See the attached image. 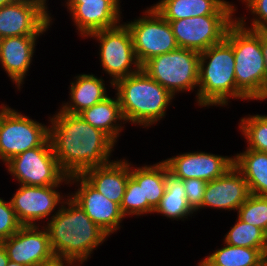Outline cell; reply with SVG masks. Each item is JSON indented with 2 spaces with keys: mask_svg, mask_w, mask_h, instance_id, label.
I'll return each instance as SVG.
<instances>
[{
  "mask_svg": "<svg viewBox=\"0 0 267 266\" xmlns=\"http://www.w3.org/2000/svg\"><path fill=\"white\" fill-rule=\"evenodd\" d=\"M68 207H67V206ZM56 260L80 266L109 236L70 196L44 226Z\"/></svg>",
  "mask_w": 267,
  "mask_h": 266,
  "instance_id": "cell-2",
  "label": "cell"
},
{
  "mask_svg": "<svg viewBox=\"0 0 267 266\" xmlns=\"http://www.w3.org/2000/svg\"><path fill=\"white\" fill-rule=\"evenodd\" d=\"M69 183H79L77 191L69 196L81 206L86 215L108 235L117 232L125 218L120 206L98 192L81 175L69 176Z\"/></svg>",
  "mask_w": 267,
  "mask_h": 266,
  "instance_id": "cell-15",
  "label": "cell"
},
{
  "mask_svg": "<svg viewBox=\"0 0 267 266\" xmlns=\"http://www.w3.org/2000/svg\"><path fill=\"white\" fill-rule=\"evenodd\" d=\"M250 195L248 184L233 165L221 177L207 182L200 209L236 210Z\"/></svg>",
  "mask_w": 267,
  "mask_h": 266,
  "instance_id": "cell-17",
  "label": "cell"
},
{
  "mask_svg": "<svg viewBox=\"0 0 267 266\" xmlns=\"http://www.w3.org/2000/svg\"><path fill=\"white\" fill-rule=\"evenodd\" d=\"M165 183L166 189L159 205L153 213L162 214L163 216L179 220L187 218L194 212L187 204L183 180L169 171L165 163Z\"/></svg>",
  "mask_w": 267,
  "mask_h": 266,
  "instance_id": "cell-26",
  "label": "cell"
},
{
  "mask_svg": "<svg viewBox=\"0 0 267 266\" xmlns=\"http://www.w3.org/2000/svg\"><path fill=\"white\" fill-rule=\"evenodd\" d=\"M115 88L125 122L149 127L165 118L173 96L152 79L142 68L130 76L117 80Z\"/></svg>",
  "mask_w": 267,
  "mask_h": 266,
  "instance_id": "cell-3",
  "label": "cell"
},
{
  "mask_svg": "<svg viewBox=\"0 0 267 266\" xmlns=\"http://www.w3.org/2000/svg\"><path fill=\"white\" fill-rule=\"evenodd\" d=\"M164 19L206 15H235V5L225 0H159L152 6Z\"/></svg>",
  "mask_w": 267,
  "mask_h": 266,
  "instance_id": "cell-21",
  "label": "cell"
},
{
  "mask_svg": "<svg viewBox=\"0 0 267 266\" xmlns=\"http://www.w3.org/2000/svg\"><path fill=\"white\" fill-rule=\"evenodd\" d=\"M19 186L10 202L18 221L23 226L39 225L36 224V221L48 219L50 215L51 219L57 213L55 208L58 205L60 207L64 202L63 200H66L64 199L65 195L60 194L57 190L60 185ZM53 212L55 213L52 215Z\"/></svg>",
  "mask_w": 267,
  "mask_h": 266,
  "instance_id": "cell-13",
  "label": "cell"
},
{
  "mask_svg": "<svg viewBox=\"0 0 267 266\" xmlns=\"http://www.w3.org/2000/svg\"><path fill=\"white\" fill-rule=\"evenodd\" d=\"M198 266H217V265L213 264L207 257H205L198 263Z\"/></svg>",
  "mask_w": 267,
  "mask_h": 266,
  "instance_id": "cell-39",
  "label": "cell"
},
{
  "mask_svg": "<svg viewBox=\"0 0 267 266\" xmlns=\"http://www.w3.org/2000/svg\"><path fill=\"white\" fill-rule=\"evenodd\" d=\"M232 45L224 39L200 52L198 106H225L230 98L249 100L236 85Z\"/></svg>",
  "mask_w": 267,
  "mask_h": 266,
  "instance_id": "cell-4",
  "label": "cell"
},
{
  "mask_svg": "<svg viewBox=\"0 0 267 266\" xmlns=\"http://www.w3.org/2000/svg\"><path fill=\"white\" fill-rule=\"evenodd\" d=\"M187 204L193 212L200 210L207 182L197 178L183 180Z\"/></svg>",
  "mask_w": 267,
  "mask_h": 266,
  "instance_id": "cell-33",
  "label": "cell"
},
{
  "mask_svg": "<svg viewBox=\"0 0 267 266\" xmlns=\"http://www.w3.org/2000/svg\"><path fill=\"white\" fill-rule=\"evenodd\" d=\"M48 12L46 0H16L1 7L0 39L41 36L52 25V16Z\"/></svg>",
  "mask_w": 267,
  "mask_h": 266,
  "instance_id": "cell-12",
  "label": "cell"
},
{
  "mask_svg": "<svg viewBox=\"0 0 267 266\" xmlns=\"http://www.w3.org/2000/svg\"><path fill=\"white\" fill-rule=\"evenodd\" d=\"M120 210L124 217L147 214V201H143L142 184H138L131 176L126 185Z\"/></svg>",
  "mask_w": 267,
  "mask_h": 266,
  "instance_id": "cell-31",
  "label": "cell"
},
{
  "mask_svg": "<svg viewBox=\"0 0 267 266\" xmlns=\"http://www.w3.org/2000/svg\"><path fill=\"white\" fill-rule=\"evenodd\" d=\"M49 138V125L22 115L15 109L0 107V160L7 163L28 149L41 146Z\"/></svg>",
  "mask_w": 267,
  "mask_h": 266,
  "instance_id": "cell-8",
  "label": "cell"
},
{
  "mask_svg": "<svg viewBox=\"0 0 267 266\" xmlns=\"http://www.w3.org/2000/svg\"><path fill=\"white\" fill-rule=\"evenodd\" d=\"M43 266H75V265L69 262H66V261L55 260L54 262L47 264V265H43Z\"/></svg>",
  "mask_w": 267,
  "mask_h": 266,
  "instance_id": "cell-37",
  "label": "cell"
},
{
  "mask_svg": "<svg viewBox=\"0 0 267 266\" xmlns=\"http://www.w3.org/2000/svg\"><path fill=\"white\" fill-rule=\"evenodd\" d=\"M6 266H25V265L9 260V262Z\"/></svg>",
  "mask_w": 267,
  "mask_h": 266,
  "instance_id": "cell-41",
  "label": "cell"
},
{
  "mask_svg": "<svg viewBox=\"0 0 267 266\" xmlns=\"http://www.w3.org/2000/svg\"><path fill=\"white\" fill-rule=\"evenodd\" d=\"M88 37L100 43V62L104 70L112 78L110 85L124 77L130 76L141 69L128 27L122 23L115 28L94 32ZM132 64L134 68L132 69Z\"/></svg>",
  "mask_w": 267,
  "mask_h": 266,
  "instance_id": "cell-9",
  "label": "cell"
},
{
  "mask_svg": "<svg viewBox=\"0 0 267 266\" xmlns=\"http://www.w3.org/2000/svg\"><path fill=\"white\" fill-rule=\"evenodd\" d=\"M9 262L5 247L0 243V266H6Z\"/></svg>",
  "mask_w": 267,
  "mask_h": 266,
  "instance_id": "cell-36",
  "label": "cell"
},
{
  "mask_svg": "<svg viewBox=\"0 0 267 266\" xmlns=\"http://www.w3.org/2000/svg\"><path fill=\"white\" fill-rule=\"evenodd\" d=\"M16 0H0V8L5 6V5H8V4H11L13 2H15Z\"/></svg>",
  "mask_w": 267,
  "mask_h": 266,
  "instance_id": "cell-40",
  "label": "cell"
},
{
  "mask_svg": "<svg viewBox=\"0 0 267 266\" xmlns=\"http://www.w3.org/2000/svg\"><path fill=\"white\" fill-rule=\"evenodd\" d=\"M66 5L82 37L115 28L122 19L119 2H66Z\"/></svg>",
  "mask_w": 267,
  "mask_h": 266,
  "instance_id": "cell-18",
  "label": "cell"
},
{
  "mask_svg": "<svg viewBox=\"0 0 267 266\" xmlns=\"http://www.w3.org/2000/svg\"><path fill=\"white\" fill-rule=\"evenodd\" d=\"M81 176L98 192L119 206L130 176L128 160L111 161L103 166L85 170Z\"/></svg>",
  "mask_w": 267,
  "mask_h": 266,
  "instance_id": "cell-20",
  "label": "cell"
},
{
  "mask_svg": "<svg viewBox=\"0 0 267 266\" xmlns=\"http://www.w3.org/2000/svg\"><path fill=\"white\" fill-rule=\"evenodd\" d=\"M39 36H16L0 39V63L10 80L20 86L26 78Z\"/></svg>",
  "mask_w": 267,
  "mask_h": 266,
  "instance_id": "cell-19",
  "label": "cell"
},
{
  "mask_svg": "<svg viewBox=\"0 0 267 266\" xmlns=\"http://www.w3.org/2000/svg\"><path fill=\"white\" fill-rule=\"evenodd\" d=\"M233 16L206 15L167 21L178 47L202 52L225 39L229 27L236 21Z\"/></svg>",
  "mask_w": 267,
  "mask_h": 266,
  "instance_id": "cell-11",
  "label": "cell"
},
{
  "mask_svg": "<svg viewBox=\"0 0 267 266\" xmlns=\"http://www.w3.org/2000/svg\"><path fill=\"white\" fill-rule=\"evenodd\" d=\"M144 13L134 21L124 23L130 30L135 55L141 66L152 57L178 48L169 22L152 6Z\"/></svg>",
  "mask_w": 267,
  "mask_h": 266,
  "instance_id": "cell-10",
  "label": "cell"
},
{
  "mask_svg": "<svg viewBox=\"0 0 267 266\" xmlns=\"http://www.w3.org/2000/svg\"><path fill=\"white\" fill-rule=\"evenodd\" d=\"M239 130L248 142V149L267 152V115H249L241 118Z\"/></svg>",
  "mask_w": 267,
  "mask_h": 266,
  "instance_id": "cell-29",
  "label": "cell"
},
{
  "mask_svg": "<svg viewBox=\"0 0 267 266\" xmlns=\"http://www.w3.org/2000/svg\"><path fill=\"white\" fill-rule=\"evenodd\" d=\"M233 165L245 178L250 194L267 196V152L246 148L233 157Z\"/></svg>",
  "mask_w": 267,
  "mask_h": 266,
  "instance_id": "cell-24",
  "label": "cell"
},
{
  "mask_svg": "<svg viewBox=\"0 0 267 266\" xmlns=\"http://www.w3.org/2000/svg\"><path fill=\"white\" fill-rule=\"evenodd\" d=\"M5 165L20 185L51 186L64 182L69 185V176L61 169L49 138L41 146L26 150Z\"/></svg>",
  "mask_w": 267,
  "mask_h": 266,
  "instance_id": "cell-7",
  "label": "cell"
},
{
  "mask_svg": "<svg viewBox=\"0 0 267 266\" xmlns=\"http://www.w3.org/2000/svg\"><path fill=\"white\" fill-rule=\"evenodd\" d=\"M200 52L178 47L146 61L141 68L173 96L198 88Z\"/></svg>",
  "mask_w": 267,
  "mask_h": 266,
  "instance_id": "cell-6",
  "label": "cell"
},
{
  "mask_svg": "<svg viewBox=\"0 0 267 266\" xmlns=\"http://www.w3.org/2000/svg\"><path fill=\"white\" fill-rule=\"evenodd\" d=\"M130 163V176L142 184L143 201H147V214L153 213L166 189L165 162L134 168Z\"/></svg>",
  "mask_w": 267,
  "mask_h": 266,
  "instance_id": "cell-25",
  "label": "cell"
},
{
  "mask_svg": "<svg viewBox=\"0 0 267 266\" xmlns=\"http://www.w3.org/2000/svg\"><path fill=\"white\" fill-rule=\"evenodd\" d=\"M224 245L207 256L217 266H264L267 263V256L258 248L232 246L225 242Z\"/></svg>",
  "mask_w": 267,
  "mask_h": 266,
  "instance_id": "cell-27",
  "label": "cell"
},
{
  "mask_svg": "<svg viewBox=\"0 0 267 266\" xmlns=\"http://www.w3.org/2000/svg\"><path fill=\"white\" fill-rule=\"evenodd\" d=\"M67 2H119L120 0H66Z\"/></svg>",
  "mask_w": 267,
  "mask_h": 266,
  "instance_id": "cell-38",
  "label": "cell"
},
{
  "mask_svg": "<svg viewBox=\"0 0 267 266\" xmlns=\"http://www.w3.org/2000/svg\"><path fill=\"white\" fill-rule=\"evenodd\" d=\"M22 226L11 202L0 198V243L16 233Z\"/></svg>",
  "mask_w": 267,
  "mask_h": 266,
  "instance_id": "cell-32",
  "label": "cell"
},
{
  "mask_svg": "<svg viewBox=\"0 0 267 266\" xmlns=\"http://www.w3.org/2000/svg\"><path fill=\"white\" fill-rule=\"evenodd\" d=\"M78 115L94 128L106 133L115 143H117L122 128H124L121 123H126L117 95L116 98L106 97L103 101L83 110Z\"/></svg>",
  "mask_w": 267,
  "mask_h": 266,
  "instance_id": "cell-23",
  "label": "cell"
},
{
  "mask_svg": "<svg viewBox=\"0 0 267 266\" xmlns=\"http://www.w3.org/2000/svg\"><path fill=\"white\" fill-rule=\"evenodd\" d=\"M50 117L49 139L61 169L68 175H81L85 170L111 162L115 142L79 115L61 109Z\"/></svg>",
  "mask_w": 267,
  "mask_h": 266,
  "instance_id": "cell-1",
  "label": "cell"
},
{
  "mask_svg": "<svg viewBox=\"0 0 267 266\" xmlns=\"http://www.w3.org/2000/svg\"><path fill=\"white\" fill-rule=\"evenodd\" d=\"M240 220L262 229L267 234V196L250 194L237 209Z\"/></svg>",
  "mask_w": 267,
  "mask_h": 266,
  "instance_id": "cell-30",
  "label": "cell"
},
{
  "mask_svg": "<svg viewBox=\"0 0 267 266\" xmlns=\"http://www.w3.org/2000/svg\"><path fill=\"white\" fill-rule=\"evenodd\" d=\"M249 9L252 18L251 26L247 29L255 31H267V0H241Z\"/></svg>",
  "mask_w": 267,
  "mask_h": 266,
  "instance_id": "cell-34",
  "label": "cell"
},
{
  "mask_svg": "<svg viewBox=\"0 0 267 266\" xmlns=\"http://www.w3.org/2000/svg\"><path fill=\"white\" fill-rule=\"evenodd\" d=\"M40 225L22 226L16 233L2 241L8 259L25 266H43L56 260L46 228Z\"/></svg>",
  "mask_w": 267,
  "mask_h": 266,
  "instance_id": "cell-14",
  "label": "cell"
},
{
  "mask_svg": "<svg viewBox=\"0 0 267 266\" xmlns=\"http://www.w3.org/2000/svg\"><path fill=\"white\" fill-rule=\"evenodd\" d=\"M70 83V101L62 103L61 110L78 115L85 109L103 101L107 95L105 81L94 74H80ZM65 104V105H64Z\"/></svg>",
  "mask_w": 267,
  "mask_h": 266,
  "instance_id": "cell-22",
  "label": "cell"
},
{
  "mask_svg": "<svg viewBox=\"0 0 267 266\" xmlns=\"http://www.w3.org/2000/svg\"><path fill=\"white\" fill-rule=\"evenodd\" d=\"M170 172L182 180L197 178L206 182L221 177L233 166V157L205 152H187L163 160Z\"/></svg>",
  "mask_w": 267,
  "mask_h": 266,
  "instance_id": "cell-16",
  "label": "cell"
},
{
  "mask_svg": "<svg viewBox=\"0 0 267 266\" xmlns=\"http://www.w3.org/2000/svg\"><path fill=\"white\" fill-rule=\"evenodd\" d=\"M235 225L224 237V242L232 246L258 248L267 256V234L260 228L236 219Z\"/></svg>",
  "mask_w": 267,
  "mask_h": 266,
  "instance_id": "cell-28",
  "label": "cell"
},
{
  "mask_svg": "<svg viewBox=\"0 0 267 266\" xmlns=\"http://www.w3.org/2000/svg\"><path fill=\"white\" fill-rule=\"evenodd\" d=\"M261 48L264 56L266 78H265V100L267 99V31H261Z\"/></svg>",
  "mask_w": 267,
  "mask_h": 266,
  "instance_id": "cell-35",
  "label": "cell"
},
{
  "mask_svg": "<svg viewBox=\"0 0 267 266\" xmlns=\"http://www.w3.org/2000/svg\"><path fill=\"white\" fill-rule=\"evenodd\" d=\"M246 18H236L225 39L232 45L237 88L249 100H265V62L261 31L247 29Z\"/></svg>",
  "mask_w": 267,
  "mask_h": 266,
  "instance_id": "cell-5",
  "label": "cell"
}]
</instances>
